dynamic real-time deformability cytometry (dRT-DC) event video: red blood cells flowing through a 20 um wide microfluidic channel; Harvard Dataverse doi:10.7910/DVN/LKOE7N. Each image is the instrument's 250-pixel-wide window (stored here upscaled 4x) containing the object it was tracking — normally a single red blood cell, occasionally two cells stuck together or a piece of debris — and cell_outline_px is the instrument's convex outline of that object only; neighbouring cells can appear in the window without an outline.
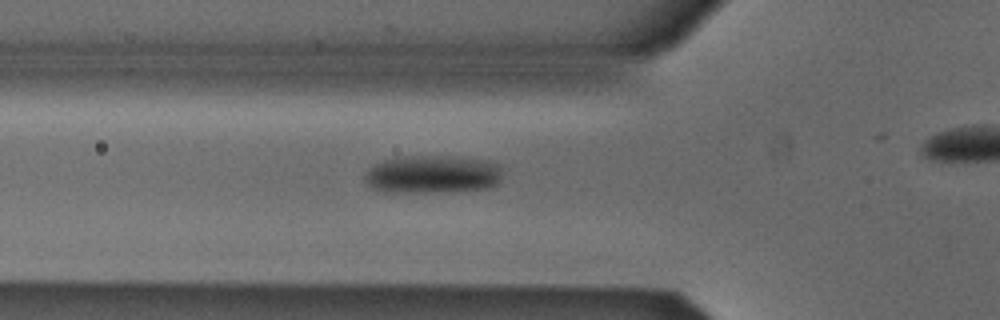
{"species": "Egyptian fruit bat (a non-hibernating species)", "species_latin": "Rousettus aegyptiacus", "temperature_condition": "cold", "stored_images_in_passage": 35, "camera_frame_rate_fps": 3000, "um_per_image_px": 0.085, "animal": {"sex": "male"}, "frame": {"image": 1, "passage_image": 10, "time_ms": 3.0, "image_size_px": [1000, 320], "cell_outline_px": [[500, 176], [496, 184], [484, 188], [432, 192], [384, 192], [372, 188], [364, 180], [364, 176], [368, 168], [384, 160], [396, 156], [448, 156], [480, 160], [496, 164], [500, 168]], "centroid_in_image_um": [36.65, 14.81], "position_along_channel_um": 89.1, "area_um2": 30.11}}
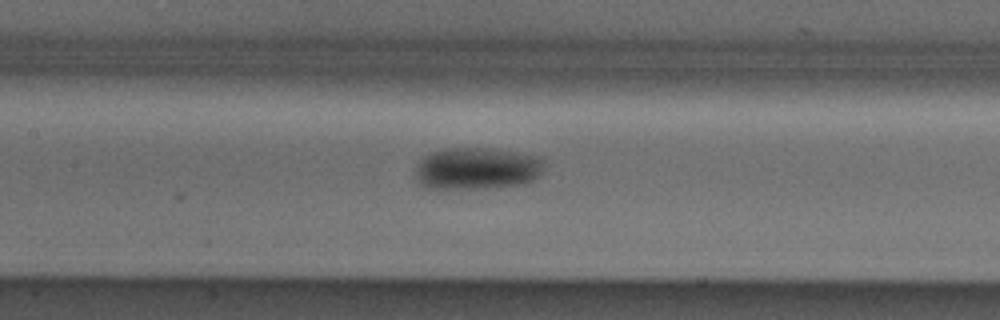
{"frame": {"image": 2, "passage_image": 16, "time_ms": 5.0, "image_size_px": [1000, 320], "cell_outline_px": [[544, 164], [540, 176], [536, 180], [524, 184], [484, 188], [424, 188], [416, 180], [416, 164], [424, 156], [432, 152], [444, 148], [488, 148], [516, 152], [536, 156], [544, 160]], "centroid_in_image_um": [40.54, 14.32], "position_along_channel_um": 166.9, "area_um2": 31.79}}
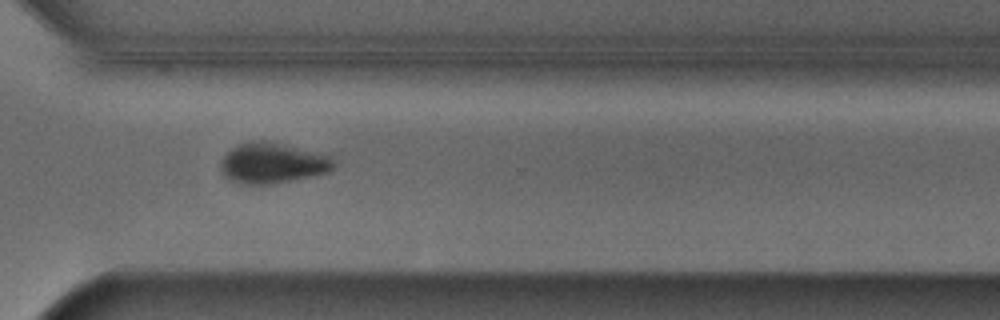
{"frame": {"image": 3, "passage_image": 30, "time_ms": 9.667, "image_size_px": [1000, 320], "cell_outline_px": [[332, 168], [328, 172], [312, 176], [268, 184], [240, 184], [228, 180], [220, 172], [220, 160], [236, 144], [248, 140], [268, 140], [284, 144], [328, 156], [332, 160]], "centroid_in_image_um": [23.04, 13.85], "position_along_channel_um": 347.6, "area_um2": 26.65}}